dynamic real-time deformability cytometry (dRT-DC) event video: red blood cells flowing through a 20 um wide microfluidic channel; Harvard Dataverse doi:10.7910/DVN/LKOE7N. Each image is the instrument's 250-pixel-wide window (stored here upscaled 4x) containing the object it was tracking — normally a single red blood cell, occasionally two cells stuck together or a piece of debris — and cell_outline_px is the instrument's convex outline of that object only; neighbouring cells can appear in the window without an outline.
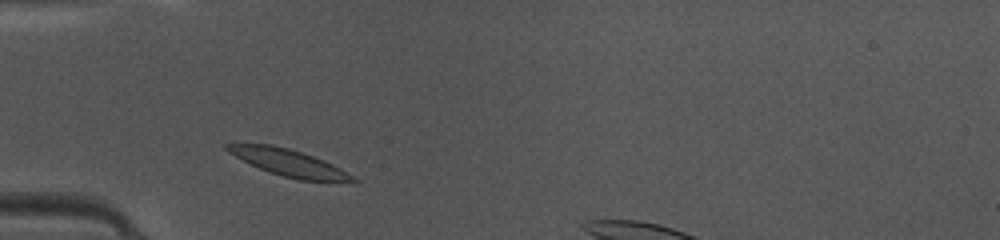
{"species": "common noctule bat (a hibernating species)", "species_latin": "Nyctalus noctula", "temperature_condition": "warm", "stored_images_in_passage": 31, "camera_frame_rate_fps": 3000, "um_per_image_px": 0.085, "animal": {"sex": "female", "body_mass_g": 10.0, "forearm_length_mm": 53.1}, "frame": {"image": 1, "passage_image": 3, "time_ms": 0.667, "image_size_px": [1000, 240], "cell_outline_px": [[360, 180], [296, 180], [268, 172], [228, 152], [224, 148], [224, 144], [272, 144], [288, 148], [324, 160], [340, 168]], "centroid_in_image_um": [24.49, 13.81], "position_along_channel_um": 60.5, "area_um2": 19.02}}
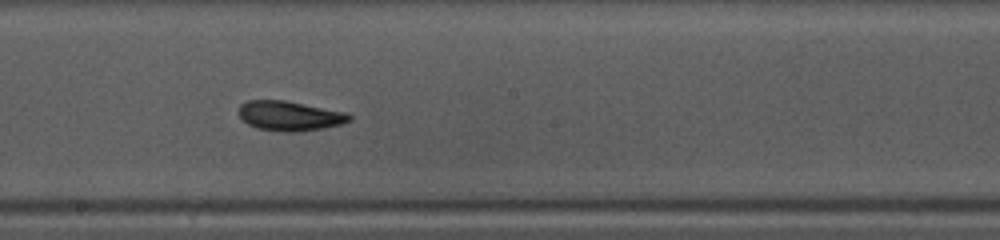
{"frame": {"image": 2, "passage_image": 15, "time_ms": 4.667, "image_size_px": [1000, 240], "cell_outline_px": [[352, 120], [340, 124], [324, 128], [300, 132], [284, 132], [256, 128], [248, 124], [236, 112], [240, 104], [248, 100], [284, 100], [348, 112], [352, 116]], "centroid_in_image_um": [24.62, 9.85], "position_along_channel_um": 223.6, "area_um2": 19.42}}
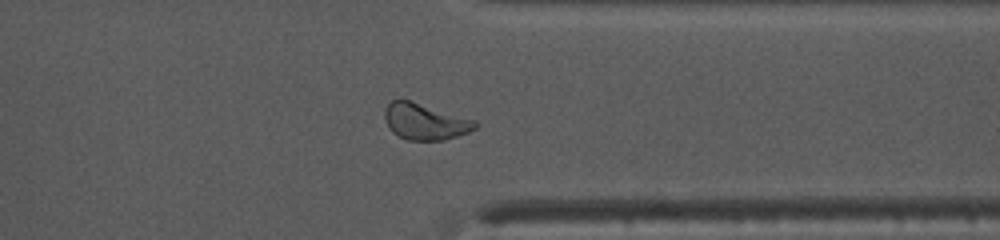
{"frame": {"image": 3, "passage_image": 26, "time_ms": 8.333, "image_size_px": [1000, 240], "cell_outline_px": [[480, 124], [476, 128], [468, 132], [444, 140], [408, 140], [392, 132], [384, 116], [384, 108], [392, 100], [400, 96], [476, 120]], "centroid_in_image_um": [36.13, 10.29], "position_along_channel_um": 375.3, "area_um2": 19.54}}